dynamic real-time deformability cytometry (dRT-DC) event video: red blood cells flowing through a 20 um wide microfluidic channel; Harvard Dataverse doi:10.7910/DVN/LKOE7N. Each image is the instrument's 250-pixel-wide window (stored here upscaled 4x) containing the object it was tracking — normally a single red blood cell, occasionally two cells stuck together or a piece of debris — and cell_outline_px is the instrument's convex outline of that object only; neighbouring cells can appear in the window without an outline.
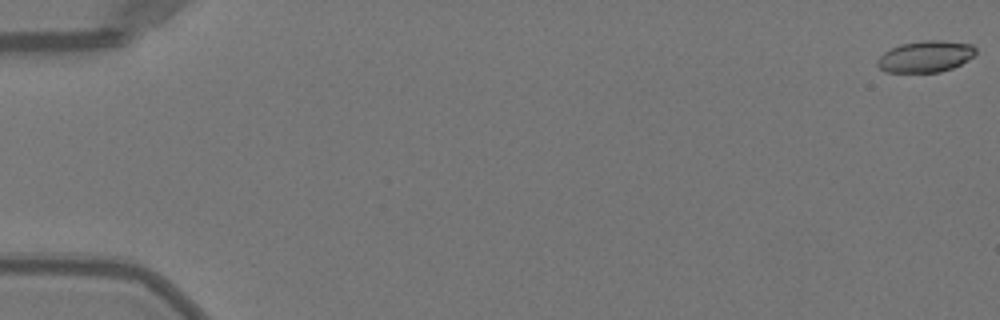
{"species": "Egyptian fruit bat (a non-hibernating species)", "species_latin": "Rousettus aegyptiacus", "temperature_condition": "warm", "stored_images_in_passage": 52, "camera_frame_rate_fps": 3000, "um_per_image_px": 0.085, "animal": {"sex": "female"}, "frame": {"image": 1, "passage_image": 1, "time_ms": 0.0, "image_size_px": [1000, 320], "cell_outline_px": [[976, 52], [968, 60], [952, 68], [940, 72], [884, 72], [876, 64], [876, 60], [884, 52], [900, 44], [920, 40], [940, 40], [972, 44], [976, 48]], "centroid_in_image_um": [78.65, 4.8], "position_along_channel_um": 6.3, "area_um2": 18.09}}
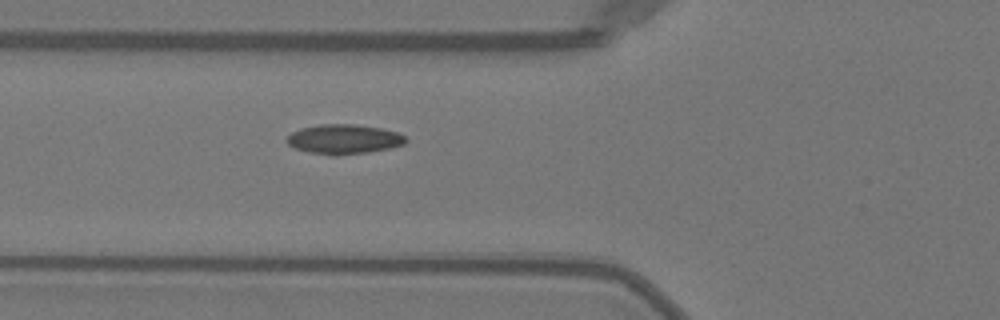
{"frame": {"image": 2, "passage_image": 20, "time_ms": 6.333, "image_size_px": [1000, 320], "cell_outline_px": [[408, 140], [404, 144], [388, 148], [368, 152], [336, 156], [332, 156], [308, 152], [296, 148], [288, 144], [288, 136], [292, 132], [300, 128], [320, 124], [356, 124], [380, 128], [396, 132], [404, 136]], "centroid_in_image_um": [29.22, 11.83], "position_along_channel_um": 96.6, "area_um2": 20.46}}
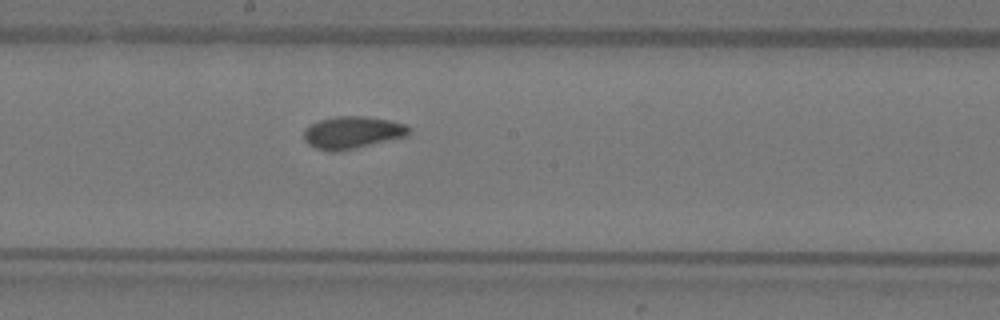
{"frame": {"image": 3, "passage_image": 29, "time_ms": 9.333, "image_size_px": [1000, 320], "cell_outline_px": [[408, 136], [336, 152], [328, 152], [316, 148], [308, 144], [304, 140], [304, 132], [312, 124], [320, 120], [336, 116], [364, 116], [388, 120], [404, 124], [408, 128]], "centroid_in_image_um": [29.92, 11.27], "position_along_channel_um": 218.3, "area_um2": 19.48}, "authors_computed_cell_mechanics": {"area_um2": 19.0162, "velocity_mm_per_s": 4.0476, "shape_relaxation_time_tau1_ms": 5.4244, "shape_relaxation_time_tau2_ms": 2.6011, "deformation_change_tau1": 0.1319, "deformation_change_tau2": 0.0736}}